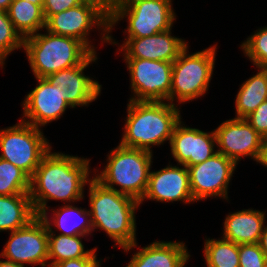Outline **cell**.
I'll return each instance as SVG.
<instances>
[{
  "instance_id": "obj_1",
  "label": "cell",
  "mask_w": 267,
  "mask_h": 267,
  "mask_svg": "<svg viewBox=\"0 0 267 267\" xmlns=\"http://www.w3.org/2000/svg\"><path fill=\"white\" fill-rule=\"evenodd\" d=\"M44 155L30 178L29 196L37 216L49 214L48 201L75 204L84 199V189L93 178L90 159L51 152Z\"/></svg>"
},
{
  "instance_id": "obj_2",
  "label": "cell",
  "mask_w": 267,
  "mask_h": 267,
  "mask_svg": "<svg viewBox=\"0 0 267 267\" xmlns=\"http://www.w3.org/2000/svg\"><path fill=\"white\" fill-rule=\"evenodd\" d=\"M90 217L93 232L100 229L124 252L138 247L136 238V210L138 200L105 187L94 177L88 183Z\"/></svg>"
},
{
  "instance_id": "obj_3",
  "label": "cell",
  "mask_w": 267,
  "mask_h": 267,
  "mask_svg": "<svg viewBox=\"0 0 267 267\" xmlns=\"http://www.w3.org/2000/svg\"><path fill=\"white\" fill-rule=\"evenodd\" d=\"M120 145L153 153L171 139L175 125L182 119L179 105L158 101H130Z\"/></svg>"
},
{
  "instance_id": "obj_4",
  "label": "cell",
  "mask_w": 267,
  "mask_h": 267,
  "mask_svg": "<svg viewBox=\"0 0 267 267\" xmlns=\"http://www.w3.org/2000/svg\"><path fill=\"white\" fill-rule=\"evenodd\" d=\"M152 160L149 151L119 144L108 153L103 170L93 169V177L105 187L140 201L147 189Z\"/></svg>"
},
{
  "instance_id": "obj_5",
  "label": "cell",
  "mask_w": 267,
  "mask_h": 267,
  "mask_svg": "<svg viewBox=\"0 0 267 267\" xmlns=\"http://www.w3.org/2000/svg\"><path fill=\"white\" fill-rule=\"evenodd\" d=\"M23 50L35 78L80 65L92 53L81 41L45 28L24 38Z\"/></svg>"
},
{
  "instance_id": "obj_6",
  "label": "cell",
  "mask_w": 267,
  "mask_h": 267,
  "mask_svg": "<svg viewBox=\"0 0 267 267\" xmlns=\"http://www.w3.org/2000/svg\"><path fill=\"white\" fill-rule=\"evenodd\" d=\"M172 0H118L109 15V33L124 18L127 26L122 45L129 38H142L173 28L176 13Z\"/></svg>"
},
{
  "instance_id": "obj_7",
  "label": "cell",
  "mask_w": 267,
  "mask_h": 267,
  "mask_svg": "<svg viewBox=\"0 0 267 267\" xmlns=\"http://www.w3.org/2000/svg\"><path fill=\"white\" fill-rule=\"evenodd\" d=\"M217 46L190 54L187 45L180 52L172 66L171 104H184L205 96L213 77Z\"/></svg>"
},
{
  "instance_id": "obj_8",
  "label": "cell",
  "mask_w": 267,
  "mask_h": 267,
  "mask_svg": "<svg viewBox=\"0 0 267 267\" xmlns=\"http://www.w3.org/2000/svg\"><path fill=\"white\" fill-rule=\"evenodd\" d=\"M51 148L42 129L22 120L0 129V158L11 162L30 178Z\"/></svg>"
},
{
  "instance_id": "obj_9",
  "label": "cell",
  "mask_w": 267,
  "mask_h": 267,
  "mask_svg": "<svg viewBox=\"0 0 267 267\" xmlns=\"http://www.w3.org/2000/svg\"><path fill=\"white\" fill-rule=\"evenodd\" d=\"M95 29L101 30L102 43H109V15L90 1L51 15L45 25V30L51 33L81 41L92 53H97V47L90 41L89 35Z\"/></svg>"
},
{
  "instance_id": "obj_10",
  "label": "cell",
  "mask_w": 267,
  "mask_h": 267,
  "mask_svg": "<svg viewBox=\"0 0 267 267\" xmlns=\"http://www.w3.org/2000/svg\"><path fill=\"white\" fill-rule=\"evenodd\" d=\"M130 76V101L170 103L173 62L123 58Z\"/></svg>"
},
{
  "instance_id": "obj_11",
  "label": "cell",
  "mask_w": 267,
  "mask_h": 267,
  "mask_svg": "<svg viewBox=\"0 0 267 267\" xmlns=\"http://www.w3.org/2000/svg\"><path fill=\"white\" fill-rule=\"evenodd\" d=\"M235 169L237 164L218 152L200 164L189 166L190 189L194 201L220 197L228 202V188Z\"/></svg>"
},
{
  "instance_id": "obj_12",
  "label": "cell",
  "mask_w": 267,
  "mask_h": 267,
  "mask_svg": "<svg viewBox=\"0 0 267 267\" xmlns=\"http://www.w3.org/2000/svg\"><path fill=\"white\" fill-rule=\"evenodd\" d=\"M0 253L3 259L25 266L48 267V228L40 216L27 226L12 231Z\"/></svg>"
},
{
  "instance_id": "obj_13",
  "label": "cell",
  "mask_w": 267,
  "mask_h": 267,
  "mask_svg": "<svg viewBox=\"0 0 267 267\" xmlns=\"http://www.w3.org/2000/svg\"><path fill=\"white\" fill-rule=\"evenodd\" d=\"M214 132L218 153L232 159L237 165L244 157L258 164L265 139L246 119L223 121Z\"/></svg>"
},
{
  "instance_id": "obj_14",
  "label": "cell",
  "mask_w": 267,
  "mask_h": 267,
  "mask_svg": "<svg viewBox=\"0 0 267 267\" xmlns=\"http://www.w3.org/2000/svg\"><path fill=\"white\" fill-rule=\"evenodd\" d=\"M97 60V53H91L80 65L62 69L45 78L59 88L72 108L88 107L101 95L102 85L89 75L86 76L84 70Z\"/></svg>"
},
{
  "instance_id": "obj_15",
  "label": "cell",
  "mask_w": 267,
  "mask_h": 267,
  "mask_svg": "<svg viewBox=\"0 0 267 267\" xmlns=\"http://www.w3.org/2000/svg\"><path fill=\"white\" fill-rule=\"evenodd\" d=\"M37 79V85L22 102L23 115L20 120L39 129L57 121L67 108L72 107L63 98L59 88L52 85L46 78Z\"/></svg>"
},
{
  "instance_id": "obj_16",
  "label": "cell",
  "mask_w": 267,
  "mask_h": 267,
  "mask_svg": "<svg viewBox=\"0 0 267 267\" xmlns=\"http://www.w3.org/2000/svg\"><path fill=\"white\" fill-rule=\"evenodd\" d=\"M168 143L170 153L177 164L187 168L200 164L217 153L214 129L211 132L202 131L185 126L181 120L175 125Z\"/></svg>"
},
{
  "instance_id": "obj_17",
  "label": "cell",
  "mask_w": 267,
  "mask_h": 267,
  "mask_svg": "<svg viewBox=\"0 0 267 267\" xmlns=\"http://www.w3.org/2000/svg\"><path fill=\"white\" fill-rule=\"evenodd\" d=\"M145 200L161 203L182 201L183 204L195 202L190 189L188 168L184 165L169 164L158 171H150L147 189L139 201Z\"/></svg>"
},
{
  "instance_id": "obj_18",
  "label": "cell",
  "mask_w": 267,
  "mask_h": 267,
  "mask_svg": "<svg viewBox=\"0 0 267 267\" xmlns=\"http://www.w3.org/2000/svg\"><path fill=\"white\" fill-rule=\"evenodd\" d=\"M172 29L142 38H129L123 45L109 33V45H117L123 58H138L174 62L180 52L189 45L183 38L172 35ZM119 45V46H118ZM120 47V48H119Z\"/></svg>"
},
{
  "instance_id": "obj_19",
  "label": "cell",
  "mask_w": 267,
  "mask_h": 267,
  "mask_svg": "<svg viewBox=\"0 0 267 267\" xmlns=\"http://www.w3.org/2000/svg\"><path fill=\"white\" fill-rule=\"evenodd\" d=\"M183 241H154L139 247L125 267H185L191 255Z\"/></svg>"
},
{
  "instance_id": "obj_20",
  "label": "cell",
  "mask_w": 267,
  "mask_h": 267,
  "mask_svg": "<svg viewBox=\"0 0 267 267\" xmlns=\"http://www.w3.org/2000/svg\"><path fill=\"white\" fill-rule=\"evenodd\" d=\"M266 211L253 208L226 214L221 237L240 244L259 243L266 220Z\"/></svg>"
},
{
  "instance_id": "obj_21",
  "label": "cell",
  "mask_w": 267,
  "mask_h": 267,
  "mask_svg": "<svg viewBox=\"0 0 267 267\" xmlns=\"http://www.w3.org/2000/svg\"><path fill=\"white\" fill-rule=\"evenodd\" d=\"M51 213L53 214L50 215L51 217L48 214L40 215L48 228V233L59 231L60 233L57 232L56 234L92 236L93 228L89 209H82V207L74 206V204H63L57 209L52 208Z\"/></svg>"
},
{
  "instance_id": "obj_22",
  "label": "cell",
  "mask_w": 267,
  "mask_h": 267,
  "mask_svg": "<svg viewBox=\"0 0 267 267\" xmlns=\"http://www.w3.org/2000/svg\"><path fill=\"white\" fill-rule=\"evenodd\" d=\"M36 217L29 194L0 195V232L21 229Z\"/></svg>"
},
{
  "instance_id": "obj_23",
  "label": "cell",
  "mask_w": 267,
  "mask_h": 267,
  "mask_svg": "<svg viewBox=\"0 0 267 267\" xmlns=\"http://www.w3.org/2000/svg\"><path fill=\"white\" fill-rule=\"evenodd\" d=\"M256 75L249 77L240 86L235 99V117L245 119L267 99V72L257 68Z\"/></svg>"
},
{
  "instance_id": "obj_24",
  "label": "cell",
  "mask_w": 267,
  "mask_h": 267,
  "mask_svg": "<svg viewBox=\"0 0 267 267\" xmlns=\"http://www.w3.org/2000/svg\"><path fill=\"white\" fill-rule=\"evenodd\" d=\"M43 5H35L27 0H13L7 10L15 29L23 38L36 34L45 28Z\"/></svg>"
},
{
  "instance_id": "obj_25",
  "label": "cell",
  "mask_w": 267,
  "mask_h": 267,
  "mask_svg": "<svg viewBox=\"0 0 267 267\" xmlns=\"http://www.w3.org/2000/svg\"><path fill=\"white\" fill-rule=\"evenodd\" d=\"M88 236H67L48 233V267L69 259H79L89 256L96 247L85 250L82 239Z\"/></svg>"
},
{
  "instance_id": "obj_26",
  "label": "cell",
  "mask_w": 267,
  "mask_h": 267,
  "mask_svg": "<svg viewBox=\"0 0 267 267\" xmlns=\"http://www.w3.org/2000/svg\"><path fill=\"white\" fill-rule=\"evenodd\" d=\"M203 251L207 267H239V245L223 237L206 238Z\"/></svg>"
},
{
  "instance_id": "obj_27",
  "label": "cell",
  "mask_w": 267,
  "mask_h": 267,
  "mask_svg": "<svg viewBox=\"0 0 267 267\" xmlns=\"http://www.w3.org/2000/svg\"><path fill=\"white\" fill-rule=\"evenodd\" d=\"M30 177L11 162L0 158V195L29 194Z\"/></svg>"
},
{
  "instance_id": "obj_28",
  "label": "cell",
  "mask_w": 267,
  "mask_h": 267,
  "mask_svg": "<svg viewBox=\"0 0 267 267\" xmlns=\"http://www.w3.org/2000/svg\"><path fill=\"white\" fill-rule=\"evenodd\" d=\"M24 38L15 29L7 11L0 10V67L5 66L7 57L15 50L23 48Z\"/></svg>"
},
{
  "instance_id": "obj_29",
  "label": "cell",
  "mask_w": 267,
  "mask_h": 267,
  "mask_svg": "<svg viewBox=\"0 0 267 267\" xmlns=\"http://www.w3.org/2000/svg\"><path fill=\"white\" fill-rule=\"evenodd\" d=\"M267 26V25H266ZM260 27L244 40L240 49L256 68H267V27Z\"/></svg>"
},
{
  "instance_id": "obj_30",
  "label": "cell",
  "mask_w": 267,
  "mask_h": 267,
  "mask_svg": "<svg viewBox=\"0 0 267 267\" xmlns=\"http://www.w3.org/2000/svg\"><path fill=\"white\" fill-rule=\"evenodd\" d=\"M239 267H267V257L259 243L239 245Z\"/></svg>"
},
{
  "instance_id": "obj_31",
  "label": "cell",
  "mask_w": 267,
  "mask_h": 267,
  "mask_svg": "<svg viewBox=\"0 0 267 267\" xmlns=\"http://www.w3.org/2000/svg\"><path fill=\"white\" fill-rule=\"evenodd\" d=\"M245 119L264 139H267V99Z\"/></svg>"
},
{
  "instance_id": "obj_32",
  "label": "cell",
  "mask_w": 267,
  "mask_h": 267,
  "mask_svg": "<svg viewBox=\"0 0 267 267\" xmlns=\"http://www.w3.org/2000/svg\"><path fill=\"white\" fill-rule=\"evenodd\" d=\"M83 2L84 0H44L42 9L45 20H47L51 15L76 7Z\"/></svg>"
},
{
  "instance_id": "obj_33",
  "label": "cell",
  "mask_w": 267,
  "mask_h": 267,
  "mask_svg": "<svg viewBox=\"0 0 267 267\" xmlns=\"http://www.w3.org/2000/svg\"><path fill=\"white\" fill-rule=\"evenodd\" d=\"M97 248L87 257L69 259L54 264L52 267H101V260L97 259Z\"/></svg>"
},
{
  "instance_id": "obj_34",
  "label": "cell",
  "mask_w": 267,
  "mask_h": 267,
  "mask_svg": "<svg viewBox=\"0 0 267 267\" xmlns=\"http://www.w3.org/2000/svg\"><path fill=\"white\" fill-rule=\"evenodd\" d=\"M90 1L101 7L108 15H110L118 0H84Z\"/></svg>"
},
{
  "instance_id": "obj_35",
  "label": "cell",
  "mask_w": 267,
  "mask_h": 267,
  "mask_svg": "<svg viewBox=\"0 0 267 267\" xmlns=\"http://www.w3.org/2000/svg\"><path fill=\"white\" fill-rule=\"evenodd\" d=\"M259 245L261 250L264 252L265 256L267 257V224L264 223L262 234L260 237Z\"/></svg>"
},
{
  "instance_id": "obj_36",
  "label": "cell",
  "mask_w": 267,
  "mask_h": 267,
  "mask_svg": "<svg viewBox=\"0 0 267 267\" xmlns=\"http://www.w3.org/2000/svg\"><path fill=\"white\" fill-rule=\"evenodd\" d=\"M258 163L263 165V167H267V139L264 140L262 154Z\"/></svg>"
},
{
  "instance_id": "obj_37",
  "label": "cell",
  "mask_w": 267,
  "mask_h": 267,
  "mask_svg": "<svg viewBox=\"0 0 267 267\" xmlns=\"http://www.w3.org/2000/svg\"><path fill=\"white\" fill-rule=\"evenodd\" d=\"M0 267H25L9 260H0Z\"/></svg>"
},
{
  "instance_id": "obj_38",
  "label": "cell",
  "mask_w": 267,
  "mask_h": 267,
  "mask_svg": "<svg viewBox=\"0 0 267 267\" xmlns=\"http://www.w3.org/2000/svg\"><path fill=\"white\" fill-rule=\"evenodd\" d=\"M13 0H0V10L7 11Z\"/></svg>"
},
{
  "instance_id": "obj_39",
  "label": "cell",
  "mask_w": 267,
  "mask_h": 267,
  "mask_svg": "<svg viewBox=\"0 0 267 267\" xmlns=\"http://www.w3.org/2000/svg\"><path fill=\"white\" fill-rule=\"evenodd\" d=\"M27 1L35 5H43L44 3V0H27Z\"/></svg>"
}]
</instances>
